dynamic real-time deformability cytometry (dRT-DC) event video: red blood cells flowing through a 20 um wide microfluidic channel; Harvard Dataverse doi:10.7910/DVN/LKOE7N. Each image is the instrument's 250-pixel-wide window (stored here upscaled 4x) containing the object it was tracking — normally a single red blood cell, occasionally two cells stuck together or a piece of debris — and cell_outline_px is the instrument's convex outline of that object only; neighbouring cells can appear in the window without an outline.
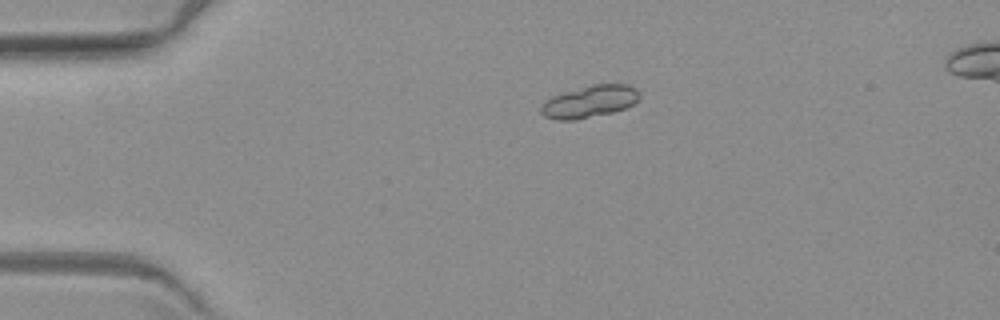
{"species": "common noctule bat (a hibernating species)", "species_latin": "Nyctalus noctula", "temperature_condition": "warm", "stored_images_in_passage": 4, "camera_frame_rate_fps": 3000, "um_per_image_px": 0.085, "animal": {"sex": "female", "body_mass_g": 19.3, "forearm_length_mm": 54.1}, "frame": {"image": 1, "passage_image": 2, "time_ms": 1.0, "image_size_px": [1000, 320], "cell_outline_px": [[640, 96], [632, 104], [624, 108], [612, 112], [576, 120], [556, 120], [544, 116], [540, 112], [540, 108], [544, 100], [552, 96], [564, 92], [592, 84], [628, 84], [636, 88], [640, 92]], "centroid_in_image_um": [50.09, 8.63], "position_along_channel_um": 34.9, "area_um2": 18.44}}